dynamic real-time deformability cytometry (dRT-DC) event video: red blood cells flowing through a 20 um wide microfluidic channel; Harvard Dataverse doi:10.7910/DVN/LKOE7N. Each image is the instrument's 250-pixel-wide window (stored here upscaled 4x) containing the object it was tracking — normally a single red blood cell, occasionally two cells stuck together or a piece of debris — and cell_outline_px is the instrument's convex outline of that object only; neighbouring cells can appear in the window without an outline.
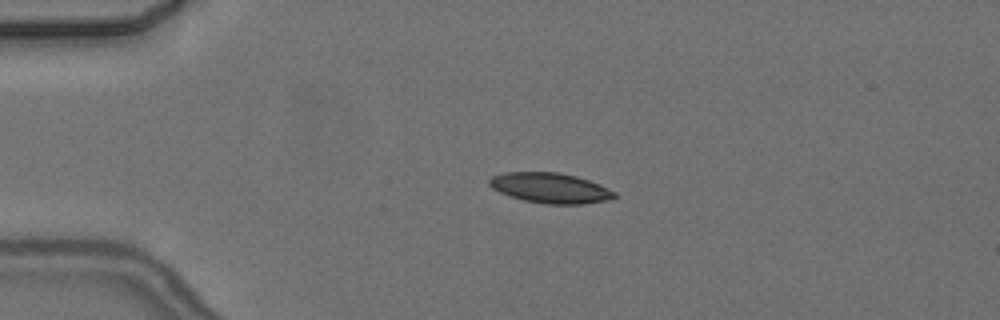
{"species": "common noctule bat (a hibernating species)", "species_latin": "Nyctalus noctula", "temperature_condition": "cold", "stored_images_in_passage": 4, "camera_frame_rate_fps": 3000, "um_per_image_px": 0.085, "animal": {"sex": "female", "body_mass_g": 24.6, "forearm_length_mm": 56.2}, "frame": {"image": 1, "passage_image": 3, "time_ms": 2.333, "image_size_px": [1000, 320], "cell_outline_px": [[620, 196], [608, 200], [580, 204], [544, 204], [524, 200], [500, 192], [492, 188], [488, 184], [488, 180], [492, 176], [504, 172], [560, 172], [576, 176], [600, 184], [616, 192]], "centroid_in_image_um": [46.8, 15.97], "position_along_channel_um": 38.2, "area_um2": 22.14}}